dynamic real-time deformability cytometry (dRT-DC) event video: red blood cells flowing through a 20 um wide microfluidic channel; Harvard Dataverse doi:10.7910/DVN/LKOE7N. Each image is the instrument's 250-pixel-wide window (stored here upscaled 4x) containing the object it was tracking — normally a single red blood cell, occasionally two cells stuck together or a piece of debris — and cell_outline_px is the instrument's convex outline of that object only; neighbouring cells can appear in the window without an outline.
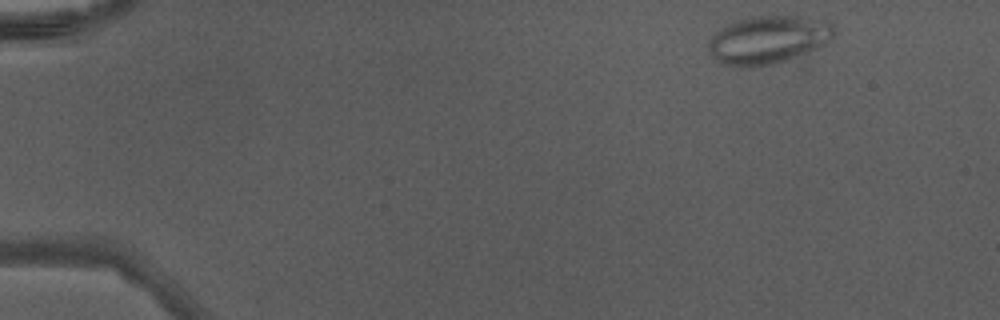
{"species": "Egyptian fruit bat (a non-hibernating species)", "species_latin": "Rousettus aegyptiacus", "temperature_condition": "warm", "stored_images_in_passage": 43, "camera_frame_rate_fps": 3000, "um_per_image_px": 0.085, "animal": {"sex": "male"}, "frame": {"image": 1, "passage_image": 1, "time_ms": 0.0, "image_size_px": [1000, 320], "cell_outline_px": [[836, 32], [824, 44], [808, 52], [788, 60], [776, 64], [752, 68], [732, 68], [720, 64], [708, 52], [708, 44], [712, 36], [716, 32], [732, 20], [752, 16], [796, 16], [824, 20], [832, 24]], "centroid_in_image_um": [65.23, 3.41], "position_along_channel_um": 19.8, "area_um2": 35.78}}
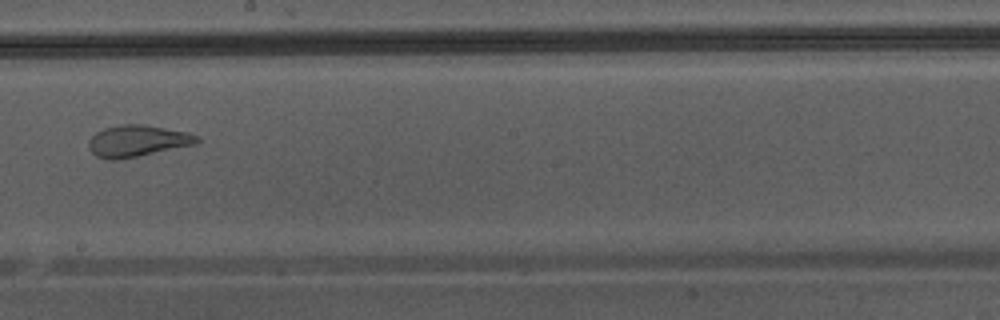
{"frame": {"image": 2, "passage_image": 24, "time_ms": 7.667, "image_size_px": [1000, 320], "cell_outline_px": [[200, 140], [196, 144], [116, 160], [108, 160], [96, 156], [88, 148], [88, 140], [96, 132], [104, 128], [120, 124], [144, 124], [188, 132], [200, 136]], "centroid_in_image_um": [11.67, 11.97], "position_along_channel_um": 236.5, "area_um2": 19.94}}
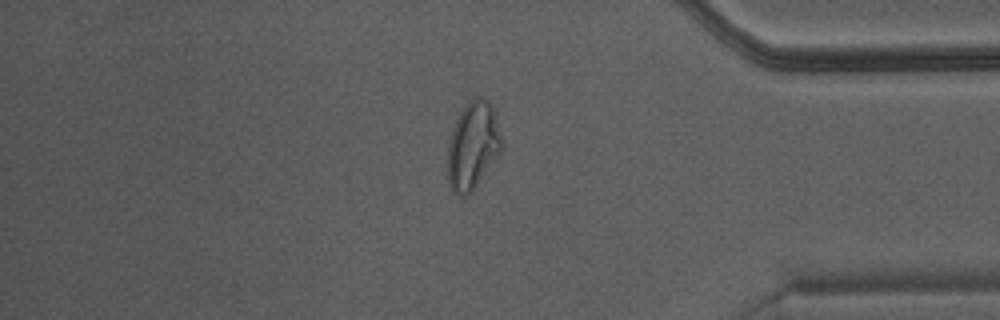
{"frame": {"image": 3, "passage_image": 36, "time_ms": 11.667, "image_size_px": [1000, 320], "cell_outline_px": [[504, 144], [500, 152], [472, 192], [464, 196], [452, 192], [448, 180], [448, 144], [456, 120], [460, 112], [476, 96], [484, 96], [492, 104], [504, 140]], "centroid_in_image_um": [40.22, 12.36], "position_along_channel_um": 395.0, "area_um2": 27.57}}